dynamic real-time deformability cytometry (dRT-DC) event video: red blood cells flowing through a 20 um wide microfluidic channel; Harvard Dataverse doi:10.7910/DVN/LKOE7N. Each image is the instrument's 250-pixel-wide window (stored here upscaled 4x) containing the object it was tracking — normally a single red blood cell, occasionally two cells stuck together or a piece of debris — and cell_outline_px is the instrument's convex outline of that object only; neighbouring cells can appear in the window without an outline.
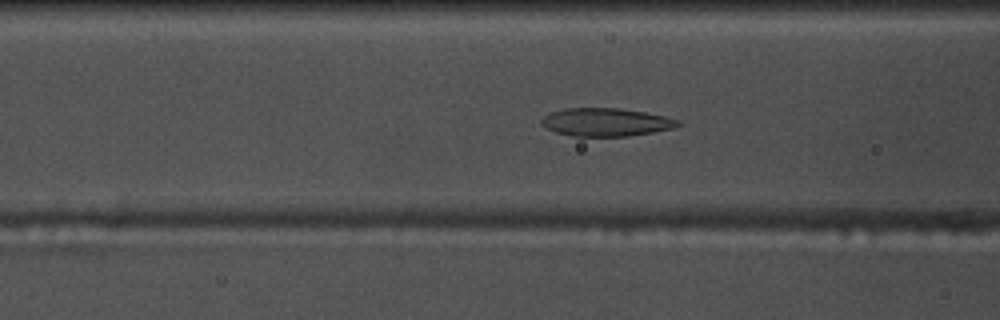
{"species": "common noctule bat (a hibernating species)", "species_latin": "Nyctalus noctula", "temperature_condition": "warm", "stored_images_in_passage": 44, "camera_frame_rate_fps": 3000, "um_per_image_px": 0.085, "animal": {"sex": "male", "body_mass_g": 17.5, "forearm_length_mm": 52.3}, "frame": {"image": 1, "passage_image": 10, "time_ms": 3.0, "image_size_px": [1000, 320], "cell_outline_px": [[684, 124], [672, 128], [652, 132], [628, 136], [572, 136], [556, 132], [540, 124], [540, 120], [544, 116], [552, 112], [564, 108], [620, 108], [644, 112], [664, 116], [680, 120]], "centroid_in_image_um": [51.51, 10.38], "position_along_channel_um": 115.1, "area_um2": 22.31}}
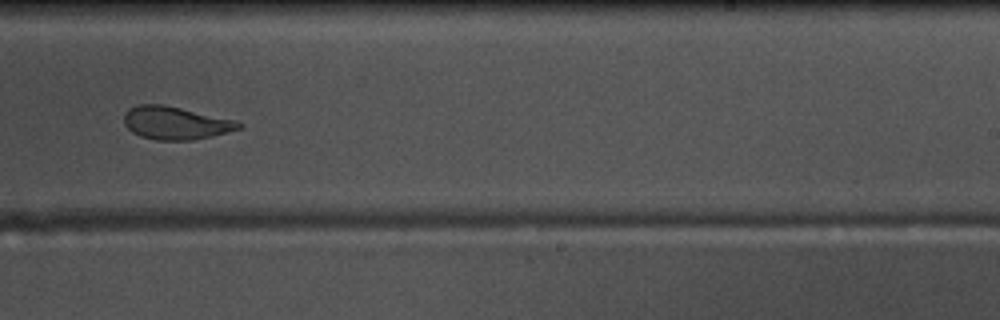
{"frame": {"image": 2, "passage_image": 23, "time_ms": 7.333, "image_size_px": [1000, 320], "cell_outline_px": [[244, 128], [212, 136], [192, 140], [156, 140], [140, 136], [132, 132], [124, 124], [124, 112], [128, 108], [136, 104], [164, 104], [236, 120], [244, 124]], "centroid_in_image_um": [14.93, 10.44], "position_along_channel_um": 274.1, "area_um2": 22.31}}
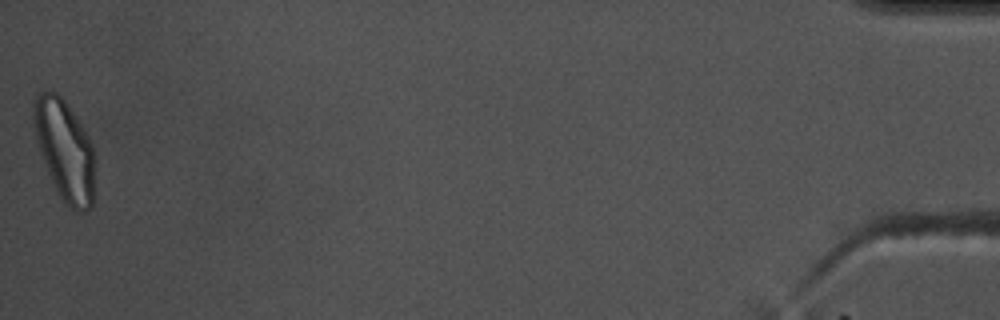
{"frame": {"image": 3, "passage_image": 44, "time_ms": 14.333, "image_size_px": [1000, 320], "cell_outline_px": [[92, 204], [84, 212], [76, 212], [64, 204], [48, 172], [36, 140], [32, 120], [32, 104], [36, 96], [40, 92], [56, 92], [64, 100], [88, 136], [92, 144]], "centroid_in_image_um": [5.45, 12.74], "position_along_channel_um": 429.8, "area_um2": 35.03}, "authors_computed_cell_mechanics": {"area_um2": 23.409, "velocity_mm_per_s": 3.6759, "shape_relaxation_time_tau1_ms": null, "shape_relaxation_time_tau2_ms": 2.0365, "deformation_change_tau1": null, "deformation_change_tau2": 0.08}}